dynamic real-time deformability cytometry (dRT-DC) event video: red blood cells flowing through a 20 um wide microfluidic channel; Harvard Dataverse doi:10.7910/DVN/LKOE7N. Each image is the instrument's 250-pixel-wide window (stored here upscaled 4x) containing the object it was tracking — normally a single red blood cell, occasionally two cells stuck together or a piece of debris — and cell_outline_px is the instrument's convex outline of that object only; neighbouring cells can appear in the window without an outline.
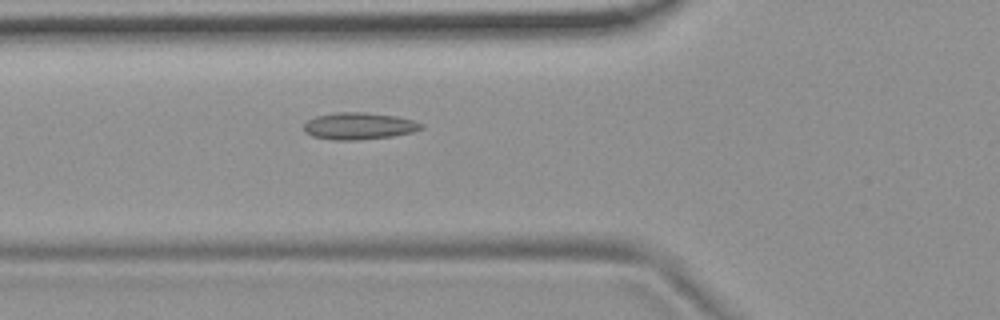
{"species": "common noctule bat (a hibernating species)", "species_latin": "Nyctalus noctula", "temperature_condition": "room temperature", "stored_images_in_passage": 55, "camera_frame_rate_fps": 3000, "um_per_image_px": 0.085, "animal": {"sex": "female", "body_mass_g": 19.9}, "frame": {"image": 1, "passage_image": 20, "time_ms": 6.333, "image_size_px": [1000, 320], "cell_outline_px": [[424, 128], [412, 132], [392, 136], [356, 140], [332, 140], [312, 136], [304, 132], [304, 124], [308, 120], [316, 116], [336, 112], [368, 112], [396, 116], [412, 120], [424, 124]], "centroid_in_image_um": [30.51, 10.71], "position_along_channel_um": 95.3, "area_um2": 18.5}}
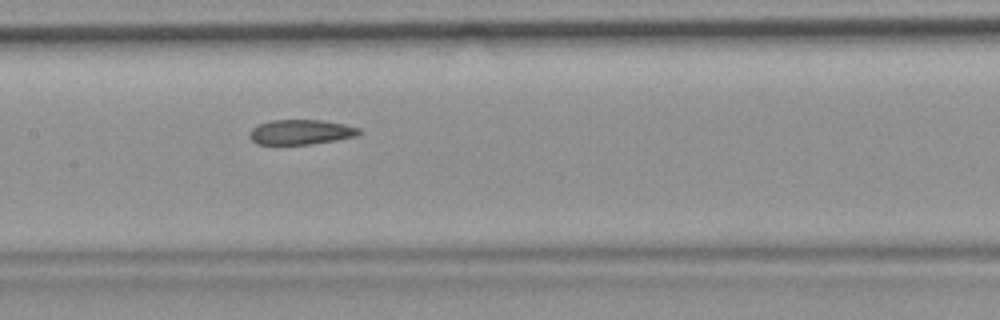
{"frame": {"image": 2, "passage_image": 27, "time_ms": 8.667, "image_size_px": [1000, 320], "cell_outline_px": [[360, 132], [356, 136], [336, 140], [312, 144], [256, 144], [248, 136], [252, 128], [260, 124], [272, 120], [320, 120], [344, 124], [360, 128]], "centroid_in_image_um": [25.56, 11.23], "position_along_channel_um": 181.8, "area_um2": 15.78}}
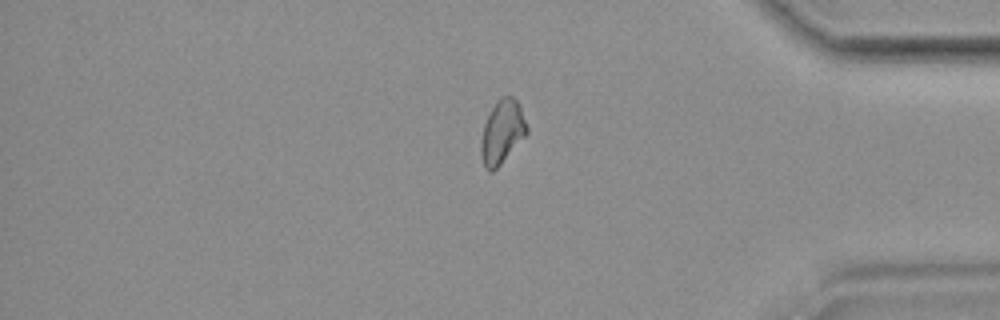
{"frame": {"image": 3, "passage_image": 46, "time_ms": 15.0, "image_size_px": [1000, 320], "cell_outline_px": [[528, 132], [500, 164], [492, 172], [488, 172], [484, 168], [480, 156], [480, 144], [484, 124], [496, 100], [504, 96], [512, 96], [520, 104], [528, 128]], "centroid_in_image_um": [42.66, 11.22], "position_along_channel_um": 392.5, "area_um2": 16.94}, "authors_computed_cell_mechanics": {"area_um2": 17.051, "velocity_mm_per_s": 3.7082, "shape_relaxation_time_tau1_ms": null, "shape_relaxation_time_tau2_ms": 4.7757, "deformation_change_tau1": null, "deformation_change_tau2": 0.1082}}